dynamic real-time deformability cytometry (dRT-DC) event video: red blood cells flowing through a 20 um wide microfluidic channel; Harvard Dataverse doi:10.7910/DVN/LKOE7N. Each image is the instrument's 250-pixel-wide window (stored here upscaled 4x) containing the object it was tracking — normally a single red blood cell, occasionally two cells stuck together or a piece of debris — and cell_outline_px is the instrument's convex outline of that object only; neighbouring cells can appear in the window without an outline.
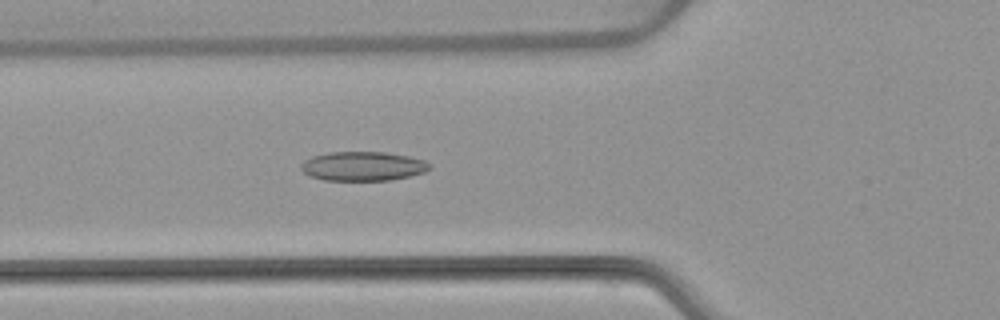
{"species": "common noctule bat (a hibernating species)", "species_latin": "Nyctalus noctula", "temperature_condition": "warm", "stored_images_in_passage": 54, "camera_frame_rate_fps": 3000, "um_per_image_px": 0.085, "animal": {"sex": "female", "body_mass_g": 22.7, "forearm_length_mm": 54.2}, "frame": {"image": 1, "passage_image": 20, "time_ms": 6.333, "image_size_px": [1000, 320], "cell_outline_px": [[428, 168], [424, 172], [392, 180], [324, 180], [308, 176], [300, 168], [300, 164], [304, 160], [312, 156], [328, 152], [384, 152], [408, 156], [424, 160], [428, 164]], "centroid_in_image_um": [30.77, 14.12], "position_along_channel_um": 95.0, "area_um2": 21.79}}
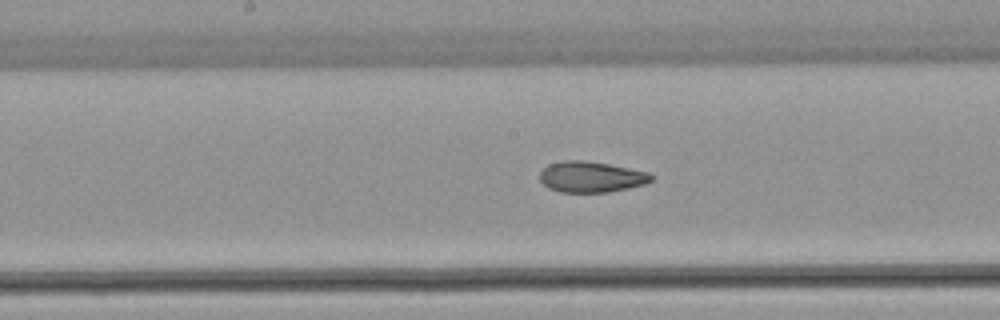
{"frame": {"image": 2, "passage_image": 28, "time_ms": 9.0, "image_size_px": [1000, 320], "cell_outline_px": [[656, 176], [652, 180], [644, 184], [628, 188], [608, 192], [560, 192], [548, 188], [540, 180], [540, 172], [548, 164], [564, 160], [584, 160], [608, 164], [648, 172]], "centroid_in_image_um": [50.24, 15.03], "position_along_channel_um": 198.0, "area_um2": 20.06}}
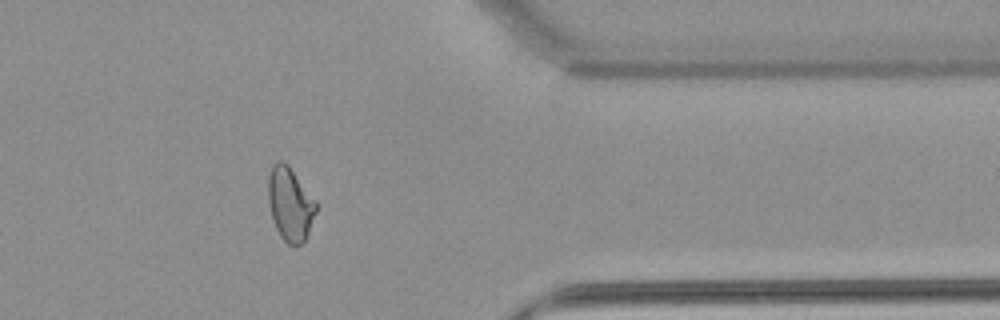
{"frame": {"image": 3, "passage_image": 44, "time_ms": 14.333, "image_size_px": [1000, 320], "cell_outline_px": [[316, 212], [308, 232], [304, 240], [300, 244], [288, 244], [280, 236], [272, 220], [268, 204], [268, 176], [272, 164], [276, 160], [284, 160], [288, 164], [316, 200]], "centroid_in_image_um": [24.63, 17.29], "position_along_channel_um": 386.8, "area_um2": 20.63}, "authors_computed_cell_mechanics": {"area_um2": 21.7906, "velocity_mm_per_s": 3.8427, "shape_relaxation_time_tau1_ms": null, "shape_relaxation_time_tau2_ms": 2.1353, "deformation_change_tau1": null, "deformation_change_tau2": 0.0861}}